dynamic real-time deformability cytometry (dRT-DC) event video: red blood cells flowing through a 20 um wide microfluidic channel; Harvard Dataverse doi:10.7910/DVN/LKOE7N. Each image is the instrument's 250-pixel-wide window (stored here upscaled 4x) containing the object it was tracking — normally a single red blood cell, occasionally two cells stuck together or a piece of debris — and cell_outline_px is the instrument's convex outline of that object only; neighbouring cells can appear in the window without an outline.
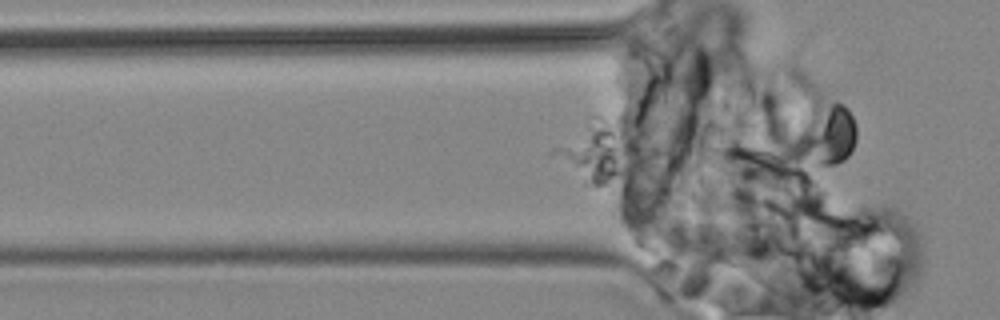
{"species": "common noctule bat (a hibernating species)", "species_latin": "Nyctalus noctula", "temperature_condition": "cold", "stored_images_in_passage": 11, "camera_frame_rate_fps": 3000, "um_per_image_px": 0.085, "animal": {"sex": "male", "body_mass_g": 19.2, "forearm_length_mm": 51.8}, "frame": {"image": 1, "passage_image": 11, "time_ms": 13.0, "image_size_px": [1000, 320], "cell_outline_px": [[856, 140], [848, 156], [844, 160], [836, 164], [816, 168], [808, 164], [808, 144], [832, 104], [844, 104], [848, 108], [856, 124]], "centroid_in_image_um": [70.79, 11.72], "position_along_channel_um": 55.0, "area_um2": 15.78}}